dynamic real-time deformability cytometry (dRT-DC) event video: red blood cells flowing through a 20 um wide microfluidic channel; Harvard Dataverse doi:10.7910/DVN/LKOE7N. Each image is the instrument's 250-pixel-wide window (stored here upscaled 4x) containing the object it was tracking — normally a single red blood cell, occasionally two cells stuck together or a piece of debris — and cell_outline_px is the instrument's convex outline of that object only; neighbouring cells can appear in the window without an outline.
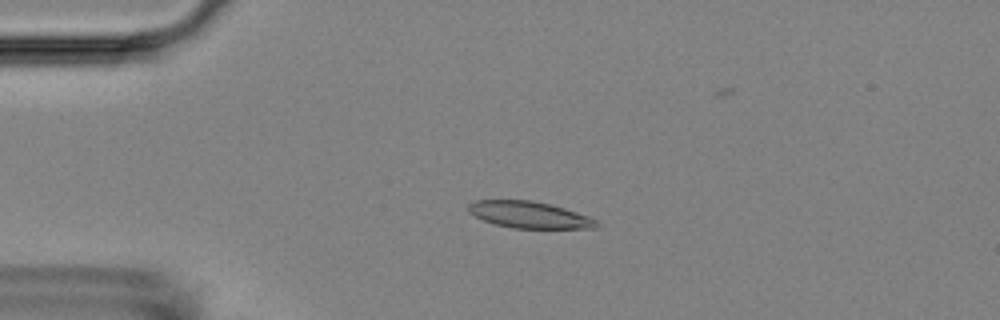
{"species": "Egyptian fruit bat (a non-hibernating species)", "species_latin": "Rousettus aegyptiacus", "temperature_condition": "room temperature", "stored_images_in_passage": 4, "camera_frame_rate_fps": 3000, "um_per_image_px": 0.085, "animal": {"sex": "female"}, "frame": {"image": 1, "passage_image": 3, "time_ms": 2.333, "image_size_px": [1000, 320], "cell_outline_px": [[600, 224], [596, 228], [512, 228], [496, 224], [484, 220], [468, 212], [468, 204], [476, 200], [532, 200], [564, 208], [588, 216], [596, 220]], "centroid_in_image_um": [44.99, 18.25], "position_along_channel_um": 40.0, "area_um2": 19.71}}